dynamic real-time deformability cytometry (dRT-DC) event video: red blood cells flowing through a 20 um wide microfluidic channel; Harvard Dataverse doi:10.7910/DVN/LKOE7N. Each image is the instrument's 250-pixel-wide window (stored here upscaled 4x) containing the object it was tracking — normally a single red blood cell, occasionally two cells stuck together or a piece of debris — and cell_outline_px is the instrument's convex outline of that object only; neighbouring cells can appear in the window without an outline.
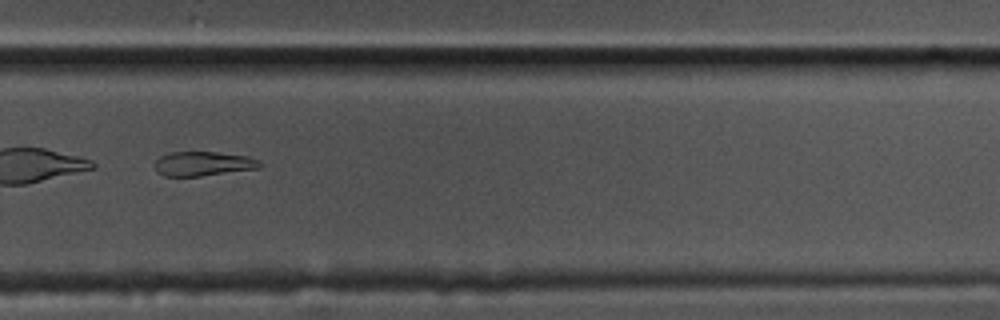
{"species": "common noctule bat (a hibernating species)", "species_latin": "Nyctalus noctula", "temperature_condition": "cold", "stored_images_in_passage": 59, "segment_of_instrument_passage": [2, 2], "camera_frame_rate_fps": 3000, "um_per_image_px": 0.085, "animal": {"sex": "male", "body_mass_g": 17.5, "forearm_length_mm": 52.3}, "frame": {"image": 1, "passage_image": 41, "time_ms": 13.333, "image_size_px": [1000, 320], "cell_outline_px": [[264, 164], [260, 168], [200, 176], [164, 176], [156, 172], [156, 160], [160, 156], [168, 152], [216, 152], [248, 156], [260, 160]], "centroid_in_image_um": [17.3, 13.91], "position_along_channel_um": 312.5, "area_um2": 15.03}}